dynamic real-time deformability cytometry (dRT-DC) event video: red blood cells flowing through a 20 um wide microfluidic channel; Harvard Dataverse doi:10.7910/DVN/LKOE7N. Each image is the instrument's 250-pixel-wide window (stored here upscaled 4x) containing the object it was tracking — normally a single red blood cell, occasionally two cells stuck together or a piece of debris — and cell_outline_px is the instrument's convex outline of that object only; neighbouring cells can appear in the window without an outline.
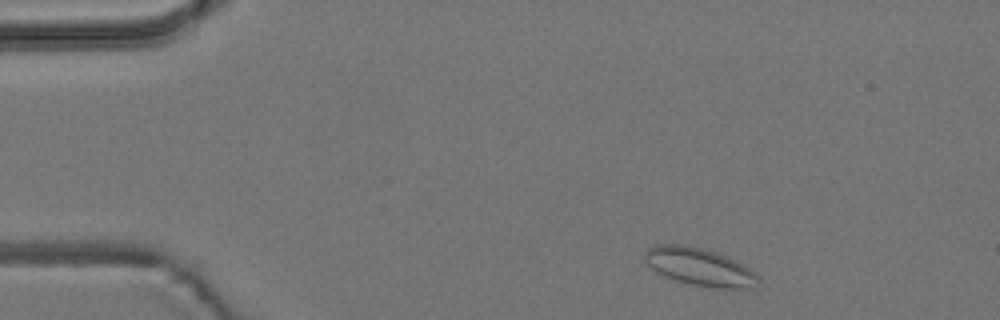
{"species": "common noctule bat (a hibernating species)", "species_latin": "Nyctalus noctula", "temperature_condition": "room temperature", "stored_images_in_passage": 4, "segment_of_instrument_passage": [1, 2], "camera_frame_rate_fps": 3000, "um_per_image_px": 0.085, "animal": {"sex": "male", "body_mass_g": 19.2, "forearm_length_mm": 51.8}, "frame": {"image": 1, "passage_image": 1, "time_ms": 0.0, "image_size_px": [1000, 320], "cell_outline_px": [[760, 280], [752, 288], [732, 292], [692, 284], [676, 280], [664, 276], [656, 272], [644, 260], [644, 252], [648, 248], [656, 244], [680, 244], [700, 248], [716, 252], [728, 256], [756, 272], [760, 276]], "centroid_in_image_um": [59.53, 22.72], "position_along_channel_um": 25.5, "area_um2": 25.61}}